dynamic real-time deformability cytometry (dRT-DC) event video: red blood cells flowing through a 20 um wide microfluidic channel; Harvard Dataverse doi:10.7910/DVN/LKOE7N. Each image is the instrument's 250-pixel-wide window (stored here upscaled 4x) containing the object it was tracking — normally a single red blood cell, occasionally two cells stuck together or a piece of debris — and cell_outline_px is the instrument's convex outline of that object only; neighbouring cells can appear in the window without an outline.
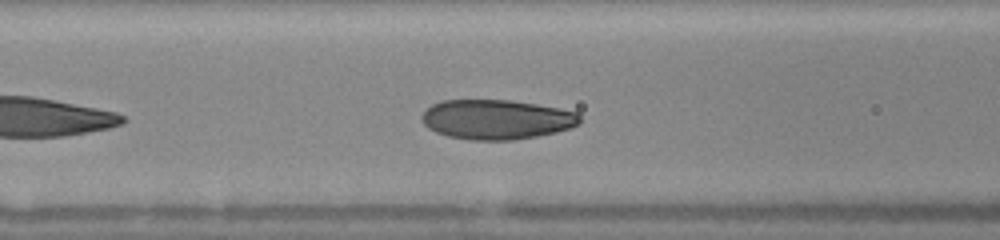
{"species": "human", "species_latin": "Homo sapiens", "temperature_condition": "warm", "stored_images_in_passage": 12, "camera_frame_rate_fps": 3000, "um_per_image_px": 0.085, "donor": {"sex": "female"}, "frame": {"image": 1, "passage_image": 6, "time_ms": 2.333, "image_size_px": [1000, 240], "cell_outline_px": [[580, 124], [556, 132], [536, 136], [512, 140], [472, 140], [448, 136], [436, 132], [428, 128], [424, 124], [420, 116], [432, 104], [440, 100], [508, 100], [536, 104], [560, 108], [576, 112], [580, 116]], "centroid_in_image_um": [42.19, 10.15], "position_along_channel_um": 124.4, "area_um2": 36.53}}